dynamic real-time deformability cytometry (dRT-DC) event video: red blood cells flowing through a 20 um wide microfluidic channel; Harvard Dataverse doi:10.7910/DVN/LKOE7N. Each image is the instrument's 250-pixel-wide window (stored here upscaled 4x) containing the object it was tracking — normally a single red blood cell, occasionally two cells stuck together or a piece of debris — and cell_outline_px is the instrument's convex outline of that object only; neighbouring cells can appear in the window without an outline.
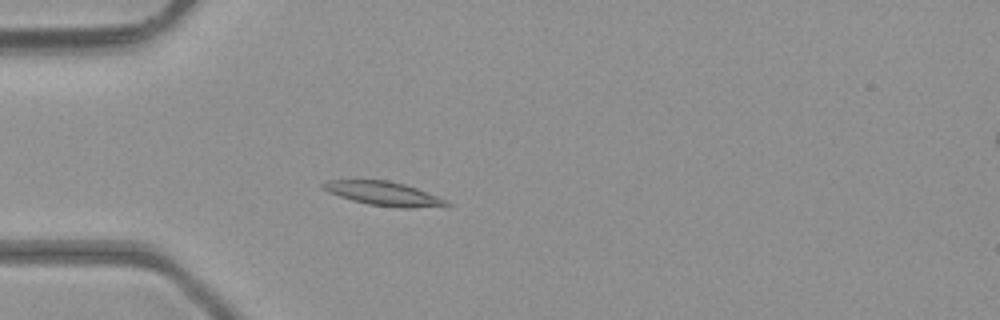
{"species": "common noctule bat (a hibernating species)", "species_latin": "Nyctalus noctula", "temperature_condition": "room temperature", "stored_images_in_passage": 3, "camera_frame_rate_fps": 3000, "um_per_image_px": 0.085, "animal": {"sex": "male", "body_mass_g": 23.1, "forearm_length_mm": 52.7}, "frame": {"image": 1, "passage_image": 3, "time_ms": 0.667, "image_size_px": [1000, 320], "cell_outline_px": [[452, 204], [448, 208], [400, 208], [368, 204], [352, 200], [328, 192], [320, 184], [328, 180], [388, 180], [404, 184], [416, 188], [448, 200]], "centroid_in_image_um": [32.73, 16.48], "position_along_channel_um": 52.3, "area_um2": 17.51}}